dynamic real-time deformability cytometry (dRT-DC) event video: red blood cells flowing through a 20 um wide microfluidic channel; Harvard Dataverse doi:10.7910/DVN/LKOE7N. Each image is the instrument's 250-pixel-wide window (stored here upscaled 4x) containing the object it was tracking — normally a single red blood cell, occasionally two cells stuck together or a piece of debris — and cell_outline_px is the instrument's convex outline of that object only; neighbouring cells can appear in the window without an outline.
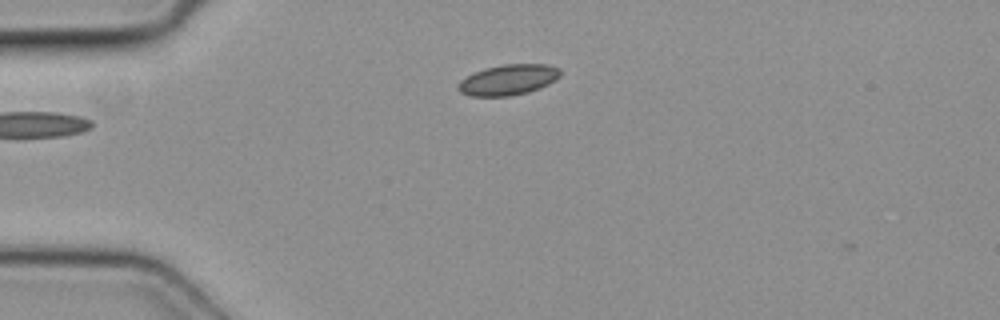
{"species": "common noctule bat (a hibernating species)", "species_latin": "Nyctalus noctula", "temperature_condition": "cold", "stored_images_in_passage": 3, "camera_frame_rate_fps": 3000, "um_per_image_px": 0.085, "animal": {"sex": "female", "body_mass_g": 19.3, "forearm_length_mm": 54.1}, "frame": {"image": 1, "passage_image": 3, "time_ms": 0.667, "image_size_px": [1000, 320], "cell_outline_px": [[560, 76], [556, 80], [540, 88], [528, 92], [508, 96], [468, 96], [460, 92], [456, 88], [460, 80], [484, 68], [504, 64], [548, 64], [560, 68]], "centroid_in_image_um": [43.21, 6.78], "position_along_channel_um": 41.8, "area_um2": 18.26}}